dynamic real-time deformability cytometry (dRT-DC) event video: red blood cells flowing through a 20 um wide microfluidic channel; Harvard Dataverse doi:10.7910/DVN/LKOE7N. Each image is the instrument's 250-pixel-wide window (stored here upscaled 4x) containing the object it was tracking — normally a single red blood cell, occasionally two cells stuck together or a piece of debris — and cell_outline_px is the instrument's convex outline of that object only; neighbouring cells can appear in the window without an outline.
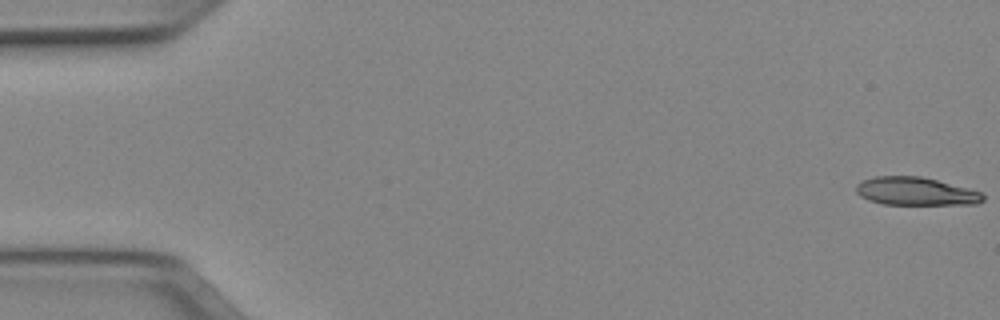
{"species": "Egyptian fruit bat (a non-hibernating species)", "species_latin": "Rousettus aegyptiacus", "temperature_condition": "cold", "stored_images_in_passage": 51, "camera_frame_rate_fps": 3000, "um_per_image_px": 0.085, "animal": {"sex": "female"}, "frame": {"image": 1, "passage_image": 1, "time_ms": 0.0, "image_size_px": [1000, 320], "cell_outline_px": [[984, 200], [976, 204], [884, 204], [868, 200], [860, 196], [856, 192], [856, 184], [864, 180], [876, 176], [920, 176], [984, 192]], "centroid_in_image_um": [77.84, 16.26], "position_along_channel_um": 7.2, "area_um2": 20.69}}
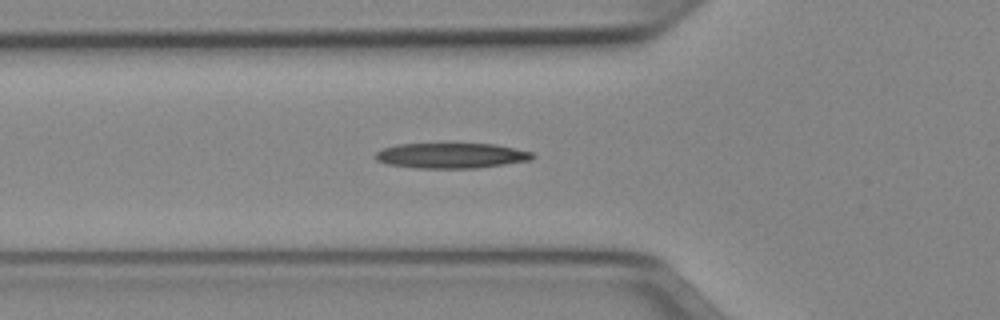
{"frame": {"image": 2, "passage_image": 18, "time_ms": 5.667, "image_size_px": [1000, 320], "cell_outline_px": [[536, 156], [532, 160], [476, 168], [416, 168], [388, 164], [376, 160], [376, 152], [384, 148], [396, 144], [496, 144], [532, 152]], "centroid_in_image_um": [38.38, 13.23], "position_along_channel_um": 87.4, "area_um2": 23.06}}
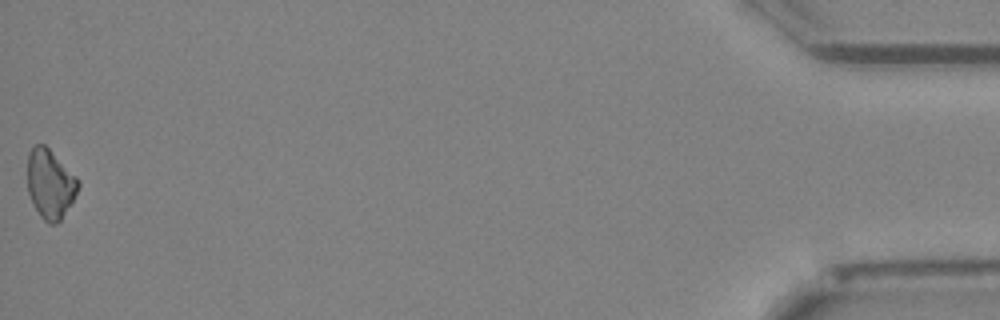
{"frame": {"image": 3, "passage_image": 51, "time_ms": 16.667, "image_size_px": [1000, 320], "cell_outline_px": [[80, 184], [72, 200], [60, 220], [56, 224], [48, 224], [40, 216], [32, 204], [28, 192], [28, 152], [36, 144], [44, 144], [80, 180]], "centroid_in_image_um": [4.24, 15.64], "position_along_channel_um": 431.0, "area_um2": 20.23}}